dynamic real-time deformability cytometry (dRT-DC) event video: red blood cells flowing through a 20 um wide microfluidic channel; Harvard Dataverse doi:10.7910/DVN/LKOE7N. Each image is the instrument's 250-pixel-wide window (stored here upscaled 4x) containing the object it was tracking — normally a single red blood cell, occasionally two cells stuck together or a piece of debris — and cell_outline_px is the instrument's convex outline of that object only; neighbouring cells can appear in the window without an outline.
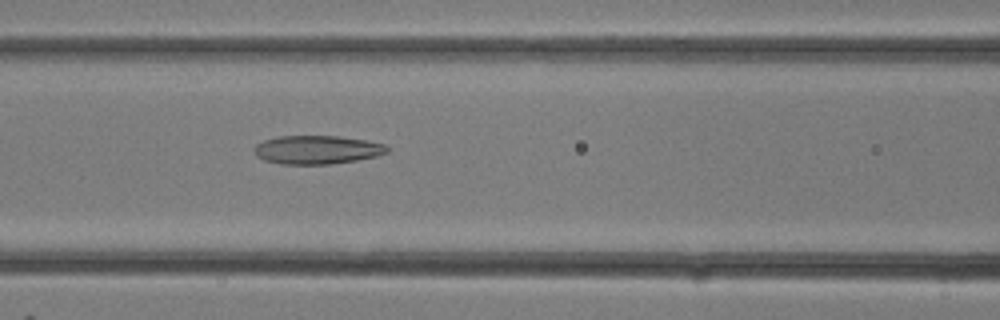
{"species": "common noctule bat (a hibernating species)", "species_latin": "Nyctalus noctula", "temperature_condition": "room temperature", "stored_images_in_passage": 13, "camera_frame_rate_fps": 3000, "um_per_image_px": 0.085, "animal": {"sex": "female"}, "frame": {"image": 1, "passage_image": 13, "time_ms": 4.0, "image_size_px": [1000, 320], "cell_outline_px": [[388, 152], [376, 156], [356, 160], [332, 164], [280, 164], [264, 160], [256, 156], [252, 152], [252, 148], [256, 144], [264, 140], [276, 136], [340, 136], [388, 144]], "centroid_in_image_um": [26.91, 12.72], "position_along_channel_um": 139.7, "area_um2": 22.37}}